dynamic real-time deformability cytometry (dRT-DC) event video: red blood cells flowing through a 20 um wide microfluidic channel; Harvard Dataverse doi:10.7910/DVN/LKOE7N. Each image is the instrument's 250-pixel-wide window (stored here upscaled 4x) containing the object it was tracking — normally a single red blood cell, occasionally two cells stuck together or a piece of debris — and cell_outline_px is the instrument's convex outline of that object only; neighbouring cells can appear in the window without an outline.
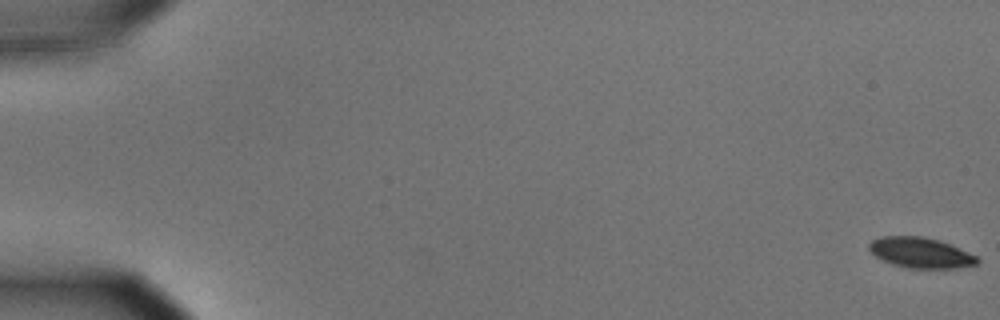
{"species": "common noctule bat (a hibernating species)", "species_latin": "Nyctalus noctula", "temperature_condition": "cold", "stored_images_in_passage": 59, "segment_of_instrument_passage": [1, 2], "camera_frame_rate_fps": 3000, "um_per_image_px": 0.085, "animal": {"sex": "male", "body_mass_g": 15.6}, "frame": {"image": 1, "passage_image": 1, "time_ms": 0.0, "image_size_px": [1000, 320], "cell_outline_px": [[980, 260], [976, 264], [956, 268], [908, 268], [892, 264], [880, 260], [868, 248], [868, 244], [872, 240], [880, 236], [924, 236], [940, 240], [976, 256]], "centroid_in_image_um": [78.21, 21.47], "position_along_channel_um": 6.8, "area_um2": 19.19}}
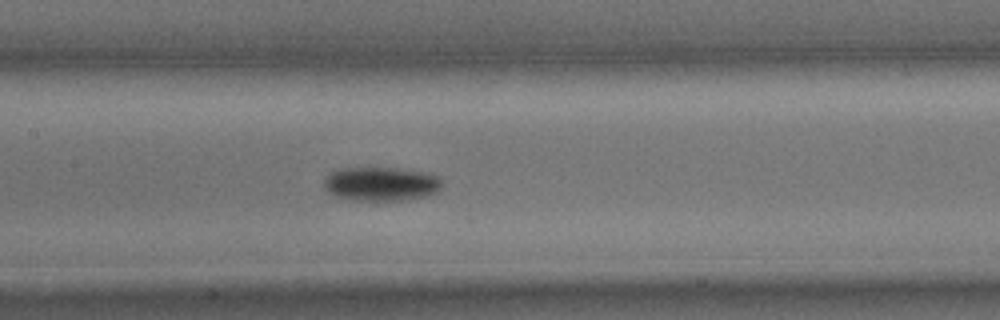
{"frame": {"image": 2, "passage_image": 29, "time_ms": 9.333, "image_size_px": [1000, 320], "cell_outline_px": [[440, 192], [428, 196], [404, 200], [352, 200], [332, 196], [324, 188], [324, 176], [340, 168], [400, 168], [424, 172], [440, 176]], "centroid_in_image_um": [32.38, 15.64], "position_along_channel_um": 175.0, "area_um2": 23.7}}
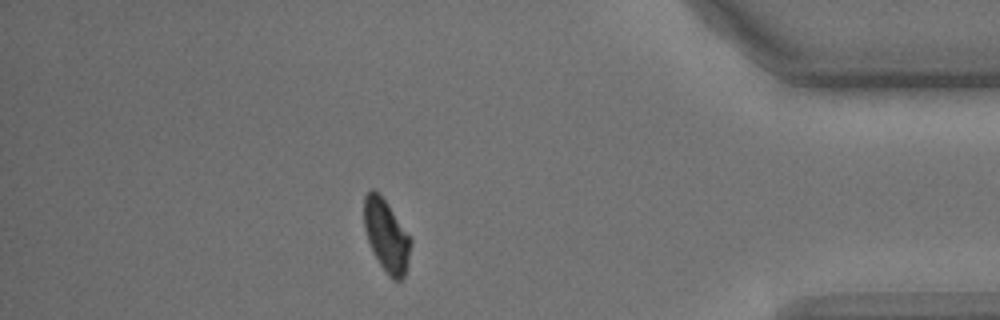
{"frame": {"image": 3, "passage_image": 51, "time_ms": 16.667, "image_size_px": [1000, 320], "cell_outline_px": [[412, 240], [408, 260], [404, 276], [400, 280], [392, 280], [380, 264], [368, 240], [364, 228], [364, 196], [372, 188], [388, 204]], "centroid_in_image_um": [32.84, 20.03], "position_along_channel_um": 402.4, "area_um2": 19.13}}